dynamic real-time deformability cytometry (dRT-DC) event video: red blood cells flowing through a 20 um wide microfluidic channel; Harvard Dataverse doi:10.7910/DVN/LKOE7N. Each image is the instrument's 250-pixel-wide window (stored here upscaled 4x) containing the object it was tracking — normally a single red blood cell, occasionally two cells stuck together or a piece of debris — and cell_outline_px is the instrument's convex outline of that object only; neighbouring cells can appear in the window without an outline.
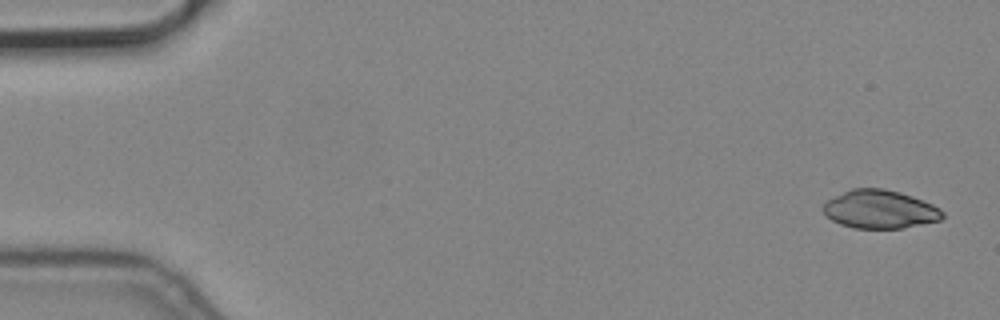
{"species": "common noctule bat (a hibernating species)", "species_latin": "Nyctalus noctula", "temperature_condition": "cold", "stored_images_in_passage": 10, "camera_frame_rate_fps": 3000, "um_per_image_px": 0.085, "animal": {"sex": "male", "body_mass_g": 19.2, "forearm_length_mm": 51.8}, "frame": {"image": 1, "passage_image": 1, "time_ms": 0.0, "image_size_px": [1000, 320], "cell_outline_px": [[944, 216], [940, 220], [900, 228], [852, 228], [840, 224], [832, 220], [824, 212], [824, 204], [828, 200], [852, 188], [884, 188], [900, 192], [912, 196], [932, 204], [940, 208], [944, 212]], "centroid_in_image_um": [74.81, 17.79], "position_along_channel_um": 10.2, "area_um2": 26.41}}
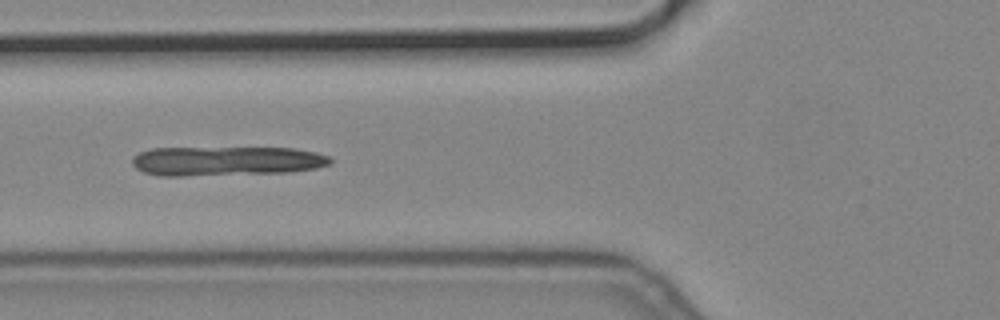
{"frame": {"image": 2, "passage_image": 5, "time_ms": 1.333, "image_size_px": [1000, 320], "cell_outline_px": [[332, 164], [316, 168], [288, 172], [184, 176], [160, 176], [144, 172], [136, 168], [132, 164], [132, 156], [140, 152], [152, 148], [292, 148], [316, 152], [328, 156], [332, 160]], "centroid_in_image_um": [19.22, 13.69], "position_along_channel_um": 106.6, "area_um2": 34.04}}
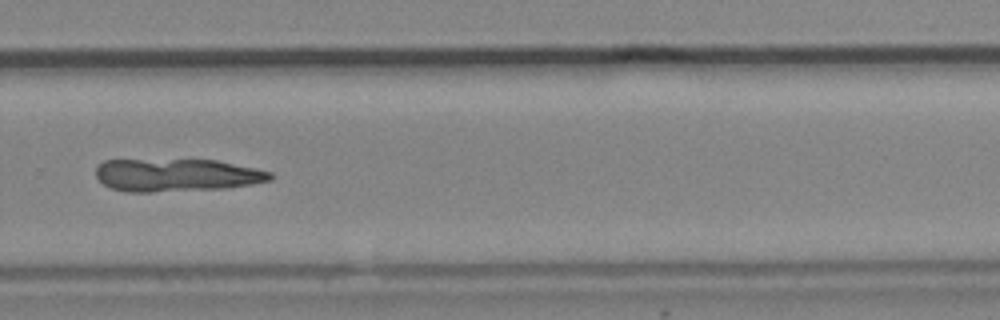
{"frame": {"image": 3, "passage_image": 10, "time_ms": 3.0, "image_size_px": [1000, 320], "cell_outline_px": [[272, 180], [252, 184], [224, 188], [152, 192], [128, 192], [112, 188], [104, 184], [96, 176], [96, 168], [104, 160], [216, 160], [256, 168], [272, 172]], "centroid_in_image_um": [15.03, 14.88], "position_along_channel_um": 314.8, "area_um2": 33.18}}